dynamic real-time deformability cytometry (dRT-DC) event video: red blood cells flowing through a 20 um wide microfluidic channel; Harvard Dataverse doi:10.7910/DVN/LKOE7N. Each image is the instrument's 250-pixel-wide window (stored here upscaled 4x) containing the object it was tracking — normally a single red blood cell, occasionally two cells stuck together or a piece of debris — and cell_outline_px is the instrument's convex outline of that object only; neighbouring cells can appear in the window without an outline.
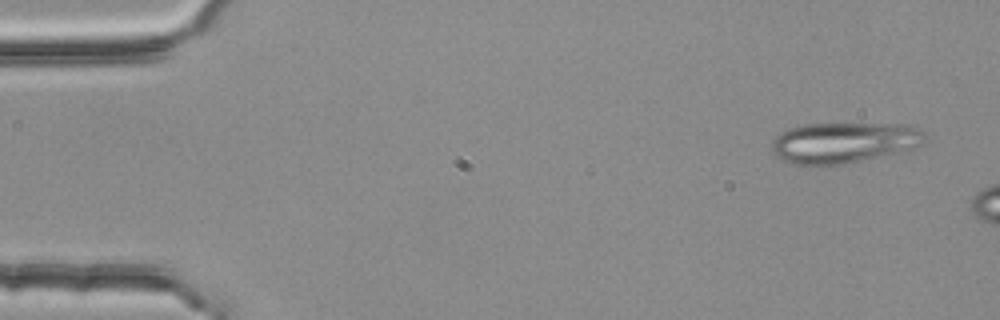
{"species": "common noctule bat (a hibernating species)", "species_latin": "Nyctalus noctula", "temperature_condition": "room temperature", "stored_images_in_passage": 3, "camera_frame_rate_fps": 3000, "um_per_image_px": 0.085, "animal": {"sex": "female", "body_mass_g": 25.1}, "frame": {"image": 1, "passage_image": 1, "time_ms": 0.0, "image_size_px": [1000, 320], "cell_outline_px": [[924, 144], [904, 152], [840, 164], [792, 164], [776, 156], [772, 152], [772, 140], [776, 136], [788, 128], [804, 124], [904, 124], [920, 128], [924, 132]], "centroid_in_image_um": [71.76, 12.11], "position_along_channel_um": 13.2, "area_um2": 36.36}}